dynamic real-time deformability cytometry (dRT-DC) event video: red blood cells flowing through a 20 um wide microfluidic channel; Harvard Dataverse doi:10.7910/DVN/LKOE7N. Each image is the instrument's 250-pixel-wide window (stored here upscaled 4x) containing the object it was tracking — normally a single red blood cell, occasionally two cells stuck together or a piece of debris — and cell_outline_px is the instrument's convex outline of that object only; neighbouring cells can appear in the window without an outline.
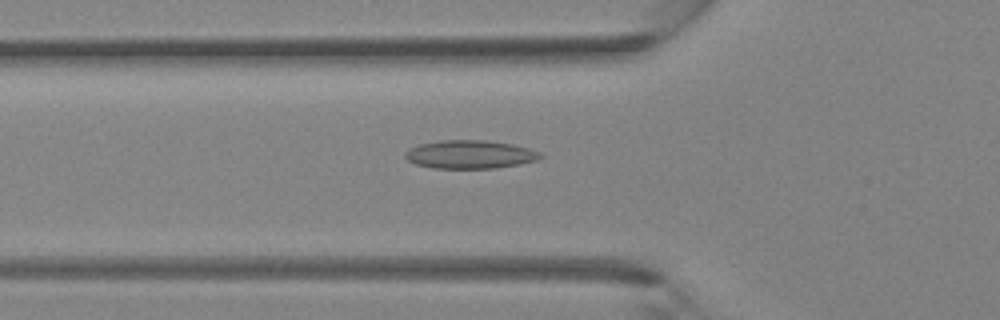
{"species": "Egyptian fruit bat (a non-hibernating species)", "species_latin": "Rousettus aegyptiacus", "temperature_condition": "room temperature", "stored_images_in_passage": 30, "camera_frame_rate_fps": 3000, "um_per_image_px": 0.085, "animal": {"sex": "female"}, "frame": {"image": 1, "passage_image": 4, "time_ms": 1.0, "image_size_px": [1000, 320], "cell_outline_px": [[544, 156], [536, 160], [520, 164], [496, 168], [432, 168], [416, 164], [408, 160], [404, 156], [404, 152], [408, 148], [420, 144], [440, 140], [484, 140], [512, 144], [528, 148], [540, 152]], "centroid_in_image_um": [39.93, 13.12], "position_along_channel_um": 85.9, "area_um2": 22.37}}
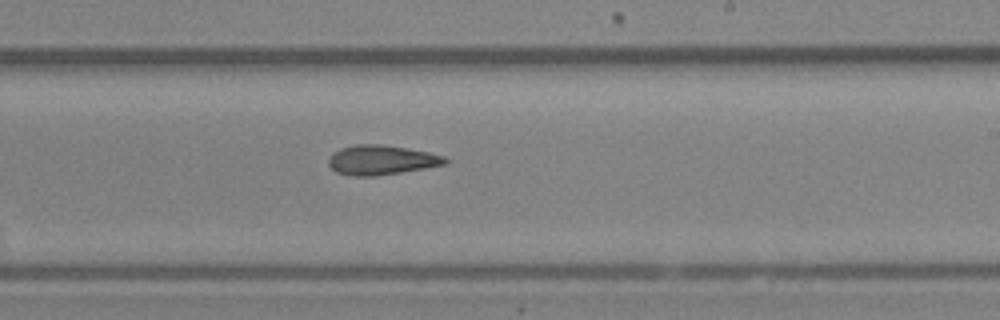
{"frame": {"image": 2, "passage_image": 14, "time_ms": 4.333, "image_size_px": [1000, 320], "cell_outline_px": [[448, 164], [400, 172], [372, 176], [352, 176], [336, 172], [328, 164], [328, 160], [332, 152], [340, 148], [356, 144], [384, 144], [408, 148], [428, 152], [444, 156], [448, 160]], "centroid_in_image_um": [32.4, 13.59], "position_along_channel_um": 256.6, "area_um2": 20.17}}
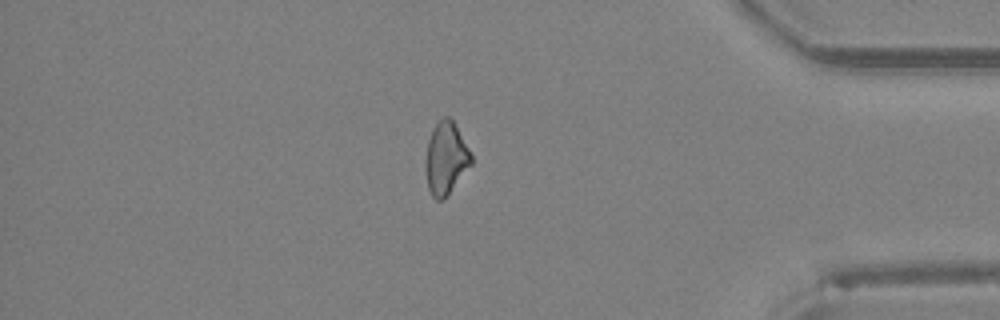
{"frame": {"image": 3, "passage_image": 24, "time_ms": 7.667, "image_size_px": [1000, 320], "cell_outline_px": [[472, 164], [444, 200], [436, 200], [432, 196], [428, 188], [424, 160], [428, 140], [432, 128], [444, 116], [448, 116], [452, 120], [468, 148], [472, 156]], "centroid_in_image_um": [37.88, 13.48], "position_along_channel_um": 397.3, "area_um2": 19.25}}